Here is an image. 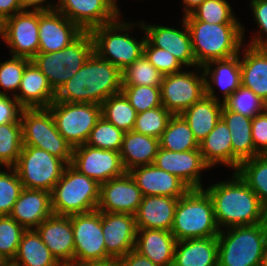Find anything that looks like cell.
Listing matches in <instances>:
<instances>
[{"mask_svg":"<svg viewBox=\"0 0 267 266\" xmlns=\"http://www.w3.org/2000/svg\"><path fill=\"white\" fill-rule=\"evenodd\" d=\"M121 92L137 113L162 106L160 86H123Z\"/></svg>","mask_w":267,"mask_h":266,"instance_id":"48","label":"cell"},{"mask_svg":"<svg viewBox=\"0 0 267 266\" xmlns=\"http://www.w3.org/2000/svg\"><path fill=\"white\" fill-rule=\"evenodd\" d=\"M124 133L123 130L117 128L101 116L91 130L86 144L94 148L120 152Z\"/></svg>","mask_w":267,"mask_h":266,"instance_id":"43","label":"cell"},{"mask_svg":"<svg viewBox=\"0 0 267 266\" xmlns=\"http://www.w3.org/2000/svg\"><path fill=\"white\" fill-rule=\"evenodd\" d=\"M235 172L255 192L267 209V155H257L241 162Z\"/></svg>","mask_w":267,"mask_h":266,"instance_id":"37","label":"cell"},{"mask_svg":"<svg viewBox=\"0 0 267 266\" xmlns=\"http://www.w3.org/2000/svg\"><path fill=\"white\" fill-rule=\"evenodd\" d=\"M159 147L158 138L133 130L125 132L119 153L126 172L135 167L153 164Z\"/></svg>","mask_w":267,"mask_h":266,"instance_id":"32","label":"cell"},{"mask_svg":"<svg viewBox=\"0 0 267 266\" xmlns=\"http://www.w3.org/2000/svg\"><path fill=\"white\" fill-rule=\"evenodd\" d=\"M158 168L174 174L190 189H203L202 171L210 167L204 162L199 149L173 152L158 149L154 163Z\"/></svg>","mask_w":267,"mask_h":266,"instance_id":"20","label":"cell"},{"mask_svg":"<svg viewBox=\"0 0 267 266\" xmlns=\"http://www.w3.org/2000/svg\"><path fill=\"white\" fill-rule=\"evenodd\" d=\"M116 0H57L55 8L83 31L109 24L122 17Z\"/></svg>","mask_w":267,"mask_h":266,"instance_id":"15","label":"cell"},{"mask_svg":"<svg viewBox=\"0 0 267 266\" xmlns=\"http://www.w3.org/2000/svg\"><path fill=\"white\" fill-rule=\"evenodd\" d=\"M72 266H118V261L110 259L108 261L85 262L81 264H75Z\"/></svg>","mask_w":267,"mask_h":266,"instance_id":"57","label":"cell"},{"mask_svg":"<svg viewBox=\"0 0 267 266\" xmlns=\"http://www.w3.org/2000/svg\"><path fill=\"white\" fill-rule=\"evenodd\" d=\"M143 196H168L180 198L190 188L174 174L158 168L155 164L139 166L128 171Z\"/></svg>","mask_w":267,"mask_h":266,"instance_id":"23","label":"cell"},{"mask_svg":"<svg viewBox=\"0 0 267 266\" xmlns=\"http://www.w3.org/2000/svg\"><path fill=\"white\" fill-rule=\"evenodd\" d=\"M221 119L231 133L232 169H238L241 162L255 157V147L252 139V118L222 107Z\"/></svg>","mask_w":267,"mask_h":266,"instance_id":"28","label":"cell"},{"mask_svg":"<svg viewBox=\"0 0 267 266\" xmlns=\"http://www.w3.org/2000/svg\"><path fill=\"white\" fill-rule=\"evenodd\" d=\"M101 116L124 132L132 131L137 117V111L129 103L126 96L120 92L111 95L101 104Z\"/></svg>","mask_w":267,"mask_h":266,"instance_id":"38","label":"cell"},{"mask_svg":"<svg viewBox=\"0 0 267 266\" xmlns=\"http://www.w3.org/2000/svg\"><path fill=\"white\" fill-rule=\"evenodd\" d=\"M223 105L233 112L250 118L267 108V104L263 100L242 85L223 102Z\"/></svg>","mask_w":267,"mask_h":266,"instance_id":"45","label":"cell"},{"mask_svg":"<svg viewBox=\"0 0 267 266\" xmlns=\"http://www.w3.org/2000/svg\"><path fill=\"white\" fill-rule=\"evenodd\" d=\"M120 19L95 27L90 33L94 41V52L122 71L143 55L146 34L141 41L131 37L129 32L137 26V22Z\"/></svg>","mask_w":267,"mask_h":266,"instance_id":"7","label":"cell"},{"mask_svg":"<svg viewBox=\"0 0 267 266\" xmlns=\"http://www.w3.org/2000/svg\"><path fill=\"white\" fill-rule=\"evenodd\" d=\"M39 11L23 10L4 20L3 41L11 56L32 59L39 50Z\"/></svg>","mask_w":267,"mask_h":266,"instance_id":"16","label":"cell"},{"mask_svg":"<svg viewBox=\"0 0 267 266\" xmlns=\"http://www.w3.org/2000/svg\"><path fill=\"white\" fill-rule=\"evenodd\" d=\"M245 46L240 51L241 85L267 104V48Z\"/></svg>","mask_w":267,"mask_h":266,"instance_id":"30","label":"cell"},{"mask_svg":"<svg viewBox=\"0 0 267 266\" xmlns=\"http://www.w3.org/2000/svg\"><path fill=\"white\" fill-rule=\"evenodd\" d=\"M102 232L107 256L118 260L135 249L137 226L135 215L102 212Z\"/></svg>","mask_w":267,"mask_h":266,"instance_id":"22","label":"cell"},{"mask_svg":"<svg viewBox=\"0 0 267 266\" xmlns=\"http://www.w3.org/2000/svg\"><path fill=\"white\" fill-rule=\"evenodd\" d=\"M24 107L14 96L0 95V125L7 123H21Z\"/></svg>","mask_w":267,"mask_h":266,"instance_id":"52","label":"cell"},{"mask_svg":"<svg viewBox=\"0 0 267 266\" xmlns=\"http://www.w3.org/2000/svg\"><path fill=\"white\" fill-rule=\"evenodd\" d=\"M159 144L160 148L173 152L199 149V142L181 115H173L170 118L159 138Z\"/></svg>","mask_w":267,"mask_h":266,"instance_id":"36","label":"cell"},{"mask_svg":"<svg viewBox=\"0 0 267 266\" xmlns=\"http://www.w3.org/2000/svg\"><path fill=\"white\" fill-rule=\"evenodd\" d=\"M172 266H218L217 237L177 241Z\"/></svg>","mask_w":267,"mask_h":266,"instance_id":"31","label":"cell"},{"mask_svg":"<svg viewBox=\"0 0 267 266\" xmlns=\"http://www.w3.org/2000/svg\"><path fill=\"white\" fill-rule=\"evenodd\" d=\"M176 243L171 231L137 229L135 250L158 266H172Z\"/></svg>","mask_w":267,"mask_h":266,"instance_id":"29","label":"cell"},{"mask_svg":"<svg viewBox=\"0 0 267 266\" xmlns=\"http://www.w3.org/2000/svg\"><path fill=\"white\" fill-rule=\"evenodd\" d=\"M94 52L90 31H84L74 42L53 53L38 52L31 61L47 77L53 90H57L83 66Z\"/></svg>","mask_w":267,"mask_h":266,"instance_id":"8","label":"cell"},{"mask_svg":"<svg viewBox=\"0 0 267 266\" xmlns=\"http://www.w3.org/2000/svg\"><path fill=\"white\" fill-rule=\"evenodd\" d=\"M35 230L61 266L74 265V237L70 216L52 214Z\"/></svg>","mask_w":267,"mask_h":266,"instance_id":"21","label":"cell"},{"mask_svg":"<svg viewBox=\"0 0 267 266\" xmlns=\"http://www.w3.org/2000/svg\"><path fill=\"white\" fill-rule=\"evenodd\" d=\"M202 69L205 76V95L216 101L223 103L241 86L239 54L227 59L209 61L202 66ZM213 86L222 89V100L216 95Z\"/></svg>","mask_w":267,"mask_h":266,"instance_id":"24","label":"cell"},{"mask_svg":"<svg viewBox=\"0 0 267 266\" xmlns=\"http://www.w3.org/2000/svg\"><path fill=\"white\" fill-rule=\"evenodd\" d=\"M172 116L163 106L137 113L133 131L159 139Z\"/></svg>","mask_w":267,"mask_h":266,"instance_id":"44","label":"cell"},{"mask_svg":"<svg viewBox=\"0 0 267 266\" xmlns=\"http://www.w3.org/2000/svg\"><path fill=\"white\" fill-rule=\"evenodd\" d=\"M122 71L95 52L78 72L56 92V101L101 105L111 95L121 92Z\"/></svg>","mask_w":267,"mask_h":266,"instance_id":"2","label":"cell"},{"mask_svg":"<svg viewBox=\"0 0 267 266\" xmlns=\"http://www.w3.org/2000/svg\"><path fill=\"white\" fill-rule=\"evenodd\" d=\"M223 103L204 95L181 116L188 123L198 142L202 141L221 119Z\"/></svg>","mask_w":267,"mask_h":266,"instance_id":"33","label":"cell"},{"mask_svg":"<svg viewBox=\"0 0 267 266\" xmlns=\"http://www.w3.org/2000/svg\"><path fill=\"white\" fill-rule=\"evenodd\" d=\"M12 266H61L35 229L26 230L18 245Z\"/></svg>","mask_w":267,"mask_h":266,"instance_id":"35","label":"cell"},{"mask_svg":"<svg viewBox=\"0 0 267 266\" xmlns=\"http://www.w3.org/2000/svg\"><path fill=\"white\" fill-rule=\"evenodd\" d=\"M84 31L56 8L39 11V50L53 53L74 42Z\"/></svg>","mask_w":267,"mask_h":266,"instance_id":"18","label":"cell"},{"mask_svg":"<svg viewBox=\"0 0 267 266\" xmlns=\"http://www.w3.org/2000/svg\"><path fill=\"white\" fill-rule=\"evenodd\" d=\"M70 165L99 184L126 173L119 152L94 148L87 144L73 148Z\"/></svg>","mask_w":267,"mask_h":266,"instance_id":"14","label":"cell"},{"mask_svg":"<svg viewBox=\"0 0 267 266\" xmlns=\"http://www.w3.org/2000/svg\"><path fill=\"white\" fill-rule=\"evenodd\" d=\"M249 6L259 29L247 45L256 48H267V0H251Z\"/></svg>","mask_w":267,"mask_h":266,"instance_id":"50","label":"cell"},{"mask_svg":"<svg viewBox=\"0 0 267 266\" xmlns=\"http://www.w3.org/2000/svg\"><path fill=\"white\" fill-rule=\"evenodd\" d=\"M234 173L232 178L203 188L211 197L220 230L267 222V209L255 192Z\"/></svg>","mask_w":267,"mask_h":266,"instance_id":"1","label":"cell"},{"mask_svg":"<svg viewBox=\"0 0 267 266\" xmlns=\"http://www.w3.org/2000/svg\"><path fill=\"white\" fill-rule=\"evenodd\" d=\"M171 232L177 241L218 236L213 202L204 189H190L178 198Z\"/></svg>","mask_w":267,"mask_h":266,"instance_id":"5","label":"cell"},{"mask_svg":"<svg viewBox=\"0 0 267 266\" xmlns=\"http://www.w3.org/2000/svg\"><path fill=\"white\" fill-rule=\"evenodd\" d=\"M22 10L47 11L55 8L56 3L47 0H18ZM29 8V9H28ZM32 8V9H31Z\"/></svg>","mask_w":267,"mask_h":266,"instance_id":"54","label":"cell"},{"mask_svg":"<svg viewBox=\"0 0 267 266\" xmlns=\"http://www.w3.org/2000/svg\"><path fill=\"white\" fill-rule=\"evenodd\" d=\"M52 214L51 192L23 188L9 216L26 230H30Z\"/></svg>","mask_w":267,"mask_h":266,"instance_id":"25","label":"cell"},{"mask_svg":"<svg viewBox=\"0 0 267 266\" xmlns=\"http://www.w3.org/2000/svg\"><path fill=\"white\" fill-rule=\"evenodd\" d=\"M31 59L25 57L11 56L7 61H0V95L16 96L22 80V75L25 67ZM17 90V92H16Z\"/></svg>","mask_w":267,"mask_h":266,"instance_id":"46","label":"cell"},{"mask_svg":"<svg viewBox=\"0 0 267 266\" xmlns=\"http://www.w3.org/2000/svg\"><path fill=\"white\" fill-rule=\"evenodd\" d=\"M184 20H199L210 24L240 23L226 0H205Z\"/></svg>","mask_w":267,"mask_h":266,"instance_id":"40","label":"cell"},{"mask_svg":"<svg viewBox=\"0 0 267 266\" xmlns=\"http://www.w3.org/2000/svg\"><path fill=\"white\" fill-rule=\"evenodd\" d=\"M67 164L45 150L23 145L13 167L24 188L51 192Z\"/></svg>","mask_w":267,"mask_h":266,"instance_id":"10","label":"cell"},{"mask_svg":"<svg viewBox=\"0 0 267 266\" xmlns=\"http://www.w3.org/2000/svg\"><path fill=\"white\" fill-rule=\"evenodd\" d=\"M74 237V265L85 262L108 261L102 232V212L95 210L70 215Z\"/></svg>","mask_w":267,"mask_h":266,"instance_id":"13","label":"cell"},{"mask_svg":"<svg viewBox=\"0 0 267 266\" xmlns=\"http://www.w3.org/2000/svg\"><path fill=\"white\" fill-rule=\"evenodd\" d=\"M118 266H158L149 258L141 255L135 249L128 252L124 257L119 258Z\"/></svg>","mask_w":267,"mask_h":266,"instance_id":"53","label":"cell"},{"mask_svg":"<svg viewBox=\"0 0 267 266\" xmlns=\"http://www.w3.org/2000/svg\"><path fill=\"white\" fill-rule=\"evenodd\" d=\"M5 170L0 168V216H9L24 188L13 167H6Z\"/></svg>","mask_w":267,"mask_h":266,"instance_id":"47","label":"cell"},{"mask_svg":"<svg viewBox=\"0 0 267 266\" xmlns=\"http://www.w3.org/2000/svg\"><path fill=\"white\" fill-rule=\"evenodd\" d=\"M143 195L128 172L100 184L98 211L135 215Z\"/></svg>","mask_w":267,"mask_h":266,"instance_id":"19","label":"cell"},{"mask_svg":"<svg viewBox=\"0 0 267 266\" xmlns=\"http://www.w3.org/2000/svg\"><path fill=\"white\" fill-rule=\"evenodd\" d=\"M143 55L162 75L180 72L184 67L173 54L153 46L147 39L144 44Z\"/></svg>","mask_w":267,"mask_h":266,"instance_id":"49","label":"cell"},{"mask_svg":"<svg viewBox=\"0 0 267 266\" xmlns=\"http://www.w3.org/2000/svg\"><path fill=\"white\" fill-rule=\"evenodd\" d=\"M193 69L163 76L160 85L161 103L173 115H181L205 95V76Z\"/></svg>","mask_w":267,"mask_h":266,"instance_id":"12","label":"cell"},{"mask_svg":"<svg viewBox=\"0 0 267 266\" xmlns=\"http://www.w3.org/2000/svg\"><path fill=\"white\" fill-rule=\"evenodd\" d=\"M4 20L0 18V39L3 38Z\"/></svg>","mask_w":267,"mask_h":266,"instance_id":"58","label":"cell"},{"mask_svg":"<svg viewBox=\"0 0 267 266\" xmlns=\"http://www.w3.org/2000/svg\"><path fill=\"white\" fill-rule=\"evenodd\" d=\"M58 132L74 148L86 144L91 130L101 117V105L67 103L54 100L48 107Z\"/></svg>","mask_w":267,"mask_h":266,"instance_id":"11","label":"cell"},{"mask_svg":"<svg viewBox=\"0 0 267 266\" xmlns=\"http://www.w3.org/2000/svg\"><path fill=\"white\" fill-rule=\"evenodd\" d=\"M251 133L255 156L267 155V108L252 118Z\"/></svg>","mask_w":267,"mask_h":266,"instance_id":"51","label":"cell"},{"mask_svg":"<svg viewBox=\"0 0 267 266\" xmlns=\"http://www.w3.org/2000/svg\"><path fill=\"white\" fill-rule=\"evenodd\" d=\"M100 201V184L79 173L70 164L51 191L53 214L70 216L97 210Z\"/></svg>","mask_w":267,"mask_h":266,"instance_id":"6","label":"cell"},{"mask_svg":"<svg viewBox=\"0 0 267 266\" xmlns=\"http://www.w3.org/2000/svg\"><path fill=\"white\" fill-rule=\"evenodd\" d=\"M217 239L218 266H264L267 222L222 229Z\"/></svg>","mask_w":267,"mask_h":266,"instance_id":"4","label":"cell"},{"mask_svg":"<svg viewBox=\"0 0 267 266\" xmlns=\"http://www.w3.org/2000/svg\"><path fill=\"white\" fill-rule=\"evenodd\" d=\"M182 29L157 25L147 24L144 21L137 22L140 31H144L146 39L155 47L167 50L173 54L178 61L185 67L191 66L200 71L201 66H198L192 51L191 35L188 26L182 18Z\"/></svg>","mask_w":267,"mask_h":266,"instance_id":"17","label":"cell"},{"mask_svg":"<svg viewBox=\"0 0 267 266\" xmlns=\"http://www.w3.org/2000/svg\"><path fill=\"white\" fill-rule=\"evenodd\" d=\"M23 148L21 123L0 125V167H14Z\"/></svg>","mask_w":267,"mask_h":266,"instance_id":"39","label":"cell"},{"mask_svg":"<svg viewBox=\"0 0 267 266\" xmlns=\"http://www.w3.org/2000/svg\"><path fill=\"white\" fill-rule=\"evenodd\" d=\"M178 198L143 196L135 214L137 229L171 231Z\"/></svg>","mask_w":267,"mask_h":266,"instance_id":"27","label":"cell"},{"mask_svg":"<svg viewBox=\"0 0 267 266\" xmlns=\"http://www.w3.org/2000/svg\"><path fill=\"white\" fill-rule=\"evenodd\" d=\"M23 145L47 151L71 163L73 147L58 132L53 115L48 108H24L21 114Z\"/></svg>","mask_w":267,"mask_h":266,"instance_id":"9","label":"cell"},{"mask_svg":"<svg viewBox=\"0 0 267 266\" xmlns=\"http://www.w3.org/2000/svg\"><path fill=\"white\" fill-rule=\"evenodd\" d=\"M0 266H12L11 264H0Z\"/></svg>","mask_w":267,"mask_h":266,"instance_id":"60","label":"cell"},{"mask_svg":"<svg viewBox=\"0 0 267 266\" xmlns=\"http://www.w3.org/2000/svg\"><path fill=\"white\" fill-rule=\"evenodd\" d=\"M205 0H183L182 6L183 11L185 12L183 17L190 15L200 4H202Z\"/></svg>","mask_w":267,"mask_h":266,"instance_id":"56","label":"cell"},{"mask_svg":"<svg viewBox=\"0 0 267 266\" xmlns=\"http://www.w3.org/2000/svg\"><path fill=\"white\" fill-rule=\"evenodd\" d=\"M191 35L192 51L198 66L212 60L227 59L240 54L244 45V25L241 23L210 24L185 20Z\"/></svg>","mask_w":267,"mask_h":266,"instance_id":"3","label":"cell"},{"mask_svg":"<svg viewBox=\"0 0 267 266\" xmlns=\"http://www.w3.org/2000/svg\"><path fill=\"white\" fill-rule=\"evenodd\" d=\"M264 266H267V257H265Z\"/></svg>","mask_w":267,"mask_h":266,"instance_id":"59","label":"cell"},{"mask_svg":"<svg viewBox=\"0 0 267 266\" xmlns=\"http://www.w3.org/2000/svg\"><path fill=\"white\" fill-rule=\"evenodd\" d=\"M204 162L213 168L215 165H224L232 169L231 133L226 123L220 119L215 128L199 142Z\"/></svg>","mask_w":267,"mask_h":266,"instance_id":"34","label":"cell"},{"mask_svg":"<svg viewBox=\"0 0 267 266\" xmlns=\"http://www.w3.org/2000/svg\"><path fill=\"white\" fill-rule=\"evenodd\" d=\"M23 11L18 0H0V18L5 20Z\"/></svg>","mask_w":267,"mask_h":266,"instance_id":"55","label":"cell"},{"mask_svg":"<svg viewBox=\"0 0 267 266\" xmlns=\"http://www.w3.org/2000/svg\"><path fill=\"white\" fill-rule=\"evenodd\" d=\"M26 229L10 216H0V264H11Z\"/></svg>","mask_w":267,"mask_h":266,"instance_id":"42","label":"cell"},{"mask_svg":"<svg viewBox=\"0 0 267 266\" xmlns=\"http://www.w3.org/2000/svg\"><path fill=\"white\" fill-rule=\"evenodd\" d=\"M158 71L144 55L122 70L123 86H160L163 79Z\"/></svg>","mask_w":267,"mask_h":266,"instance_id":"41","label":"cell"},{"mask_svg":"<svg viewBox=\"0 0 267 266\" xmlns=\"http://www.w3.org/2000/svg\"><path fill=\"white\" fill-rule=\"evenodd\" d=\"M18 92L15 98L24 108H48L56 98L47 77L32 61L24 69Z\"/></svg>","mask_w":267,"mask_h":266,"instance_id":"26","label":"cell"}]
</instances>
